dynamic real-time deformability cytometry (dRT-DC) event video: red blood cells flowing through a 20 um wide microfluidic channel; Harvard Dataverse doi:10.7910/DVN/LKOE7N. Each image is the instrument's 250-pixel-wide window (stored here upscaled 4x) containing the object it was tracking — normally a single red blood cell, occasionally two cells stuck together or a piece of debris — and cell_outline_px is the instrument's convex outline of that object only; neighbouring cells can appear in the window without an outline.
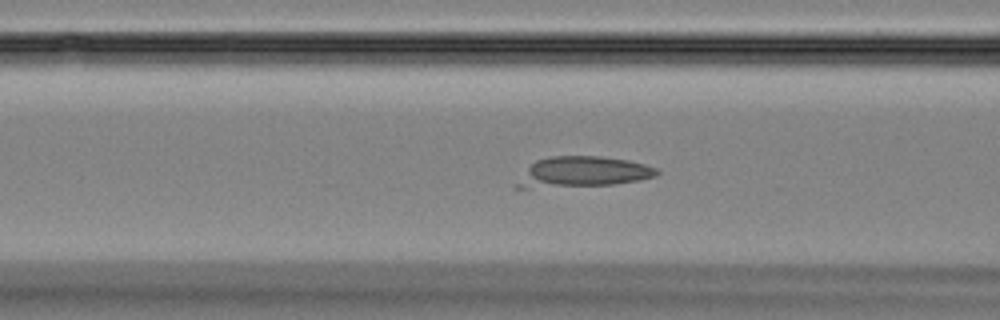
{"species": "Egyptian fruit bat (a non-hibernating species)", "species_latin": "Rousettus aegyptiacus", "temperature_condition": "room temperature", "stored_images_in_passage": 49, "camera_frame_rate_fps": 3000, "um_per_image_px": 0.085, "animal": {"sex": "female"}, "frame": {"image": 1, "passage_image": 19, "time_ms": 6.0, "image_size_px": [1000, 320], "cell_outline_px": [[660, 172], [656, 176], [640, 180], [612, 184], [528, 188], [512, 188], [512, 184], [536, 160], [552, 156], [600, 156], [628, 160], [644, 164], [656, 168]], "centroid_in_image_um": [49.49, 14.62], "position_along_channel_um": 117.1, "area_um2": 24.85}}
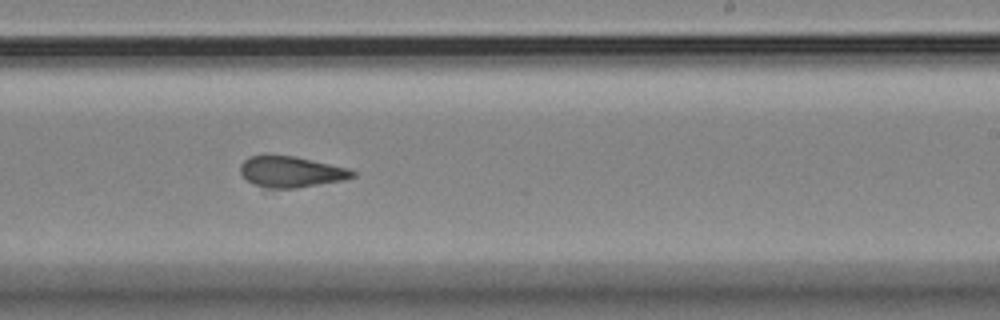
{"frame": {"image": 2, "passage_image": 30, "time_ms": 9.667, "image_size_px": [1000, 320], "cell_outline_px": [[356, 176], [344, 180], [296, 188], [268, 188], [252, 184], [240, 172], [240, 164], [248, 156], [296, 156], [348, 168], [356, 172]], "centroid_in_image_um": [24.76, 14.61], "position_along_channel_um": 264.2, "area_um2": 20.17}}
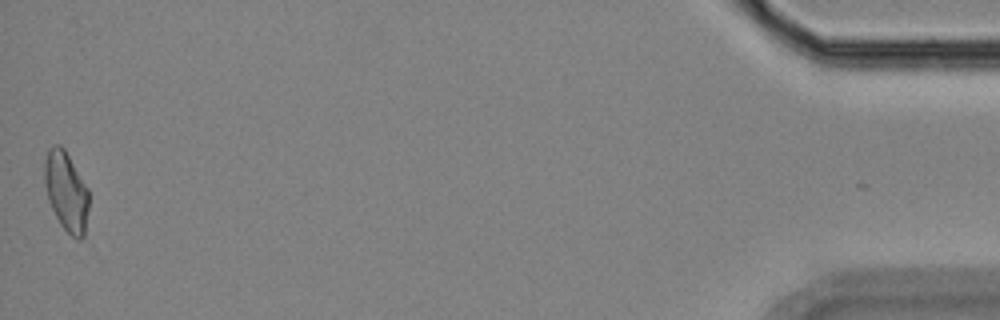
{"frame": {"image": 3, "passage_image": 49, "time_ms": 16.0, "image_size_px": [1000, 320], "cell_outline_px": [[88, 208], [84, 236], [80, 240], [76, 240], [60, 224], [48, 200], [44, 184], [44, 160], [48, 148], [52, 144], [60, 144], [64, 148], [88, 188]], "centroid_in_image_um": [5.61, 16.24], "position_along_channel_um": 429.6, "area_um2": 20.63}}